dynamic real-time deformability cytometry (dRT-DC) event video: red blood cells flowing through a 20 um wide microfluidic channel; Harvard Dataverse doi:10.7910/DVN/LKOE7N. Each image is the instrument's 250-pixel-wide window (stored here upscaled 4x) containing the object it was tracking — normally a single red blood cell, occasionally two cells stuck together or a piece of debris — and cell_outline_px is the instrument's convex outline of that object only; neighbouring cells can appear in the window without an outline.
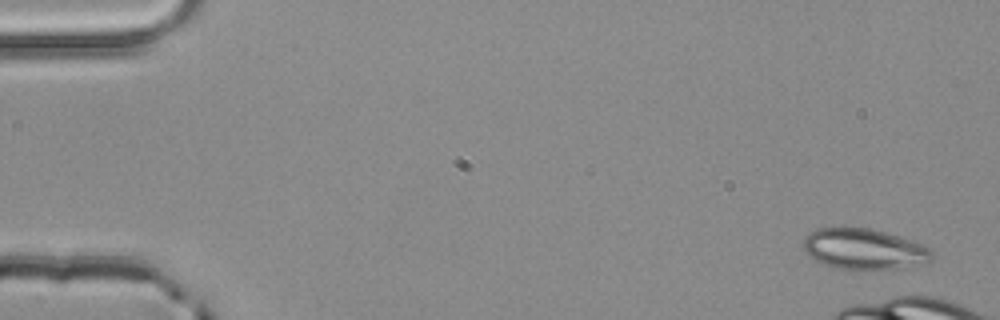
{"species": "common noctule bat (a hibernating species)", "species_latin": "Nyctalus noctula", "temperature_condition": "room temperature", "stored_images_in_passage": 4, "camera_frame_rate_fps": 3000, "um_per_image_px": 0.085, "animal": {"sex": "male", "body_mass_g": 20.4}, "frame": {"image": 1, "passage_image": 1, "time_ms": 0.0, "image_size_px": [1000, 320], "cell_outline_px": [[932, 260], [928, 264], [896, 268], [836, 268], [824, 264], [808, 256], [804, 248], [804, 236], [808, 232], [816, 228], [840, 224], [844, 224], [872, 228], [920, 244], [928, 248], [932, 252]], "centroid_in_image_um": [73.37, 21.11], "position_along_channel_um": 11.6, "area_um2": 30.92}}